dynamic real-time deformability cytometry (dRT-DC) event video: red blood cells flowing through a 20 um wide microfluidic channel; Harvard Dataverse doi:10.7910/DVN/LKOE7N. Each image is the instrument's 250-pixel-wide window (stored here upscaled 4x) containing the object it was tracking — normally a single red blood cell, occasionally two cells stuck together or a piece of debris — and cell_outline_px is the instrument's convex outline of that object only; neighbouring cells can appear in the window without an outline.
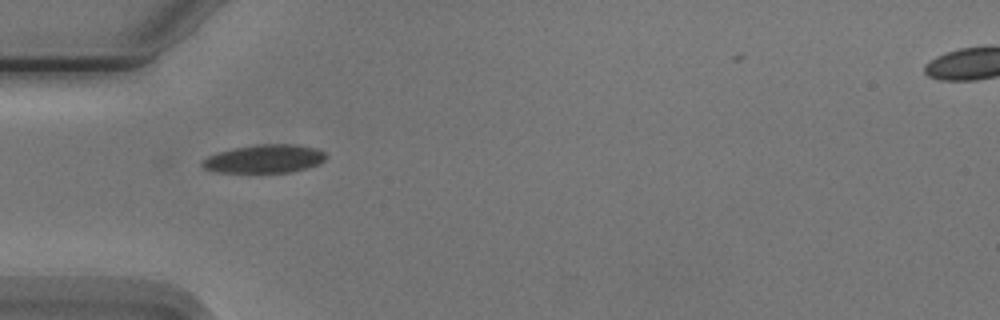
{"species": "Egyptian fruit bat (a non-hibernating species)", "species_latin": "Rousettus aegyptiacus", "temperature_condition": "cold", "stored_images_in_passage": 5, "camera_frame_rate_fps": 3000, "um_per_image_px": 0.085, "animal": {"sex": "male"}, "frame": {"image": 1, "passage_image": 4, "time_ms": 4.333, "image_size_px": [1000, 320], "cell_outline_px": [[328, 156], [320, 164], [288, 172], [216, 172], [204, 168], [200, 164], [208, 156], [220, 152], [236, 148], [260, 144], [296, 144], [316, 148], [324, 152]], "centroid_in_image_um": [22.52, 13.49], "position_along_channel_um": 62.5, "area_um2": 20.17}}
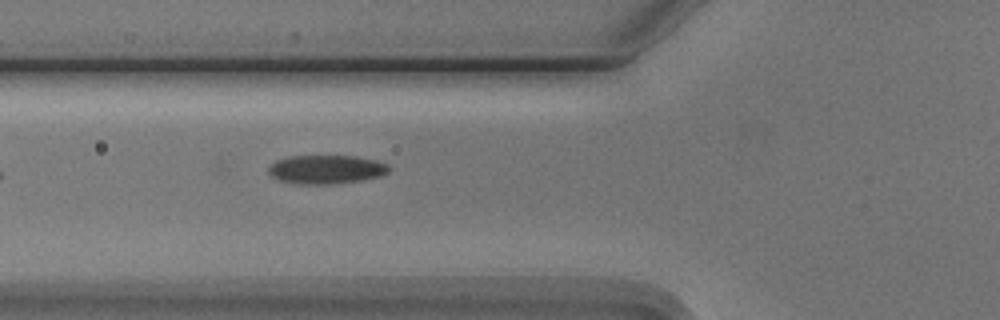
{"frame": {"image": 2, "passage_image": 5, "time_ms": 5.333, "image_size_px": [1000, 320], "cell_outline_px": [[392, 168], [388, 172], [380, 176], [360, 180], [328, 184], [300, 184], [280, 180], [272, 176], [268, 172], [268, 168], [276, 160], [288, 156], [356, 156], [376, 160], [388, 164]], "centroid_in_image_um": [27.75, 14.39], "position_along_channel_um": 98.1, "area_um2": 20.11}}